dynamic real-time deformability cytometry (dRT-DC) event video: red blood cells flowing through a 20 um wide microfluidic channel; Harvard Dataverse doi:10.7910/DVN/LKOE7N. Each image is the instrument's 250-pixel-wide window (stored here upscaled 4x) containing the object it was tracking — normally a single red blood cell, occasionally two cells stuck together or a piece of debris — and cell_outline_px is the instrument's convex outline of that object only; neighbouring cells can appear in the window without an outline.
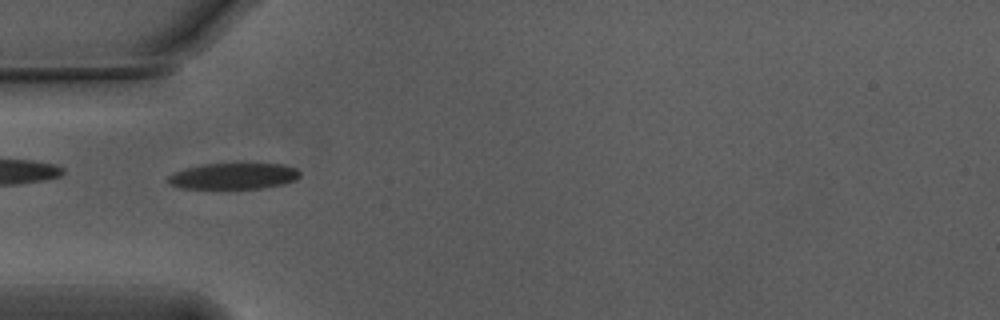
{"species": "Egyptian fruit bat (a non-hibernating species)", "species_latin": "Rousettus aegyptiacus", "temperature_condition": "warm", "stored_images_in_passage": 15, "camera_frame_rate_fps": 3000, "um_per_image_px": 0.085, "animal": {"sex": "male"}, "frame": {"image": 1, "passage_image": 3, "time_ms": 0.667, "image_size_px": [1000, 320], "cell_outline_px": [[300, 176], [296, 180], [284, 184], [264, 188], [180, 188], [164, 180], [172, 172], [184, 168], [204, 164], [236, 160], [244, 160], [284, 164], [296, 168], [300, 172]], "centroid_in_image_um": [19.89, 14.9], "position_along_channel_um": 65.1, "area_um2": 21.44}}